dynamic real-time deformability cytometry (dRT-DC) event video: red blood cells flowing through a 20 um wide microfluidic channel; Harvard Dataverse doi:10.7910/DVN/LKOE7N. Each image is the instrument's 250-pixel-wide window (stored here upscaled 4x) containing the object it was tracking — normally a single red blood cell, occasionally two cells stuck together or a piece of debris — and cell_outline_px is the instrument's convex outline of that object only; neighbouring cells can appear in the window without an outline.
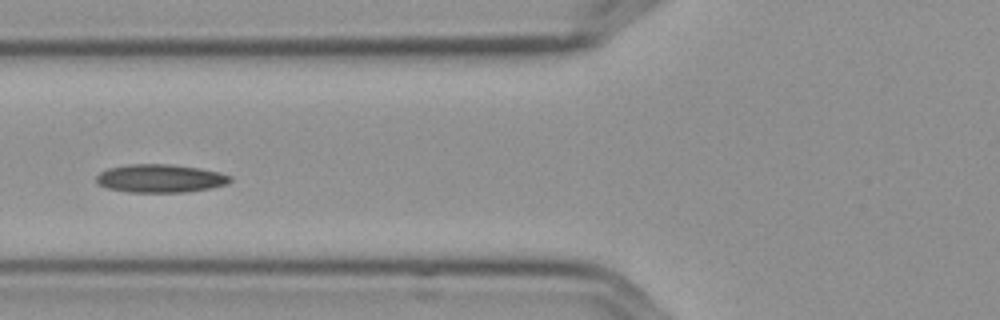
{"species": "Egyptian fruit bat (a non-hibernating species)", "species_latin": "Rousettus aegyptiacus", "temperature_condition": "cold", "stored_images_in_passage": 8, "camera_frame_rate_fps": 3000, "um_per_image_px": 0.085, "frame": {"image": 1, "passage_image": 6, "time_ms": 1.667, "image_size_px": [1000, 320], "cell_outline_px": [[232, 180], [228, 184], [212, 188], [188, 192], [128, 192], [108, 188], [96, 184], [96, 176], [100, 172], [108, 168], [128, 164], [168, 164], [200, 168], [220, 172], [232, 176]], "centroid_in_image_um": [13.64, 15.17], "position_along_channel_um": 112.2, "area_um2": 22.25}}
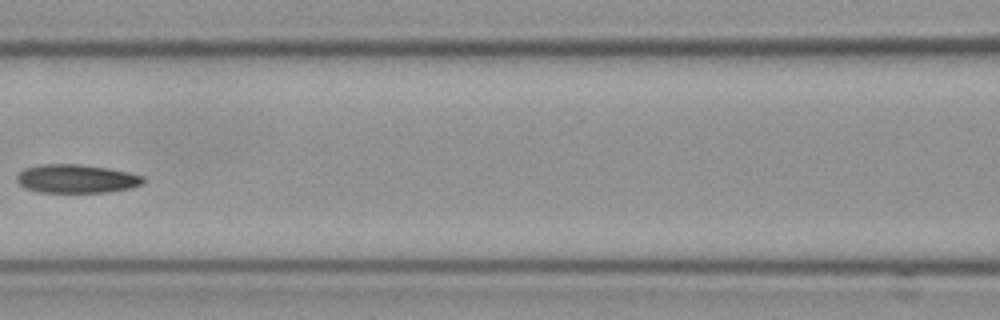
{"frame": {"image": 2, "passage_image": 7, "time_ms": 2.0, "image_size_px": [1000, 320], "cell_outline_px": [[148, 180], [144, 184], [132, 188], [108, 192], [40, 192], [24, 188], [16, 180], [16, 176], [24, 168], [44, 164], [80, 164], [108, 168], [128, 172], [144, 176]], "centroid_in_image_um": [6.55, 15.19], "position_along_channel_um": 160.1, "area_um2": 21.27}}
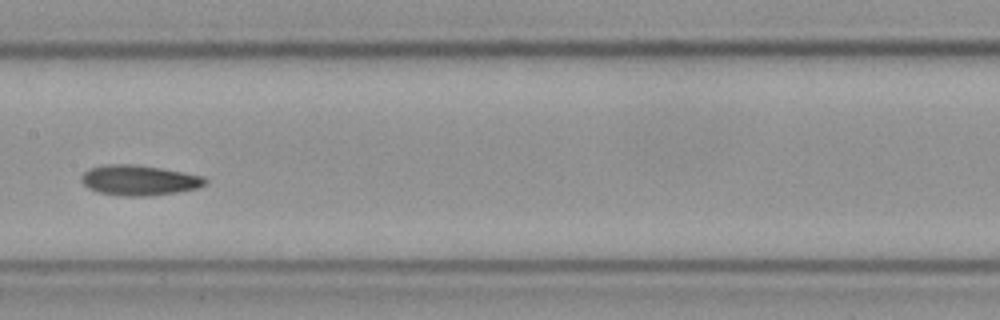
{"frame": {"image": 3, "passage_image": 8, "time_ms": 2.333, "image_size_px": [1000, 320], "cell_outline_px": [[208, 180], [204, 184], [196, 188], [176, 192], [148, 196], [124, 196], [100, 192], [88, 188], [80, 180], [80, 176], [88, 168], [104, 164], [132, 164], [160, 168], [204, 176]], "centroid_in_image_um": [11.78, 15.31], "position_along_channel_um": 195.6, "area_um2": 21.73}}